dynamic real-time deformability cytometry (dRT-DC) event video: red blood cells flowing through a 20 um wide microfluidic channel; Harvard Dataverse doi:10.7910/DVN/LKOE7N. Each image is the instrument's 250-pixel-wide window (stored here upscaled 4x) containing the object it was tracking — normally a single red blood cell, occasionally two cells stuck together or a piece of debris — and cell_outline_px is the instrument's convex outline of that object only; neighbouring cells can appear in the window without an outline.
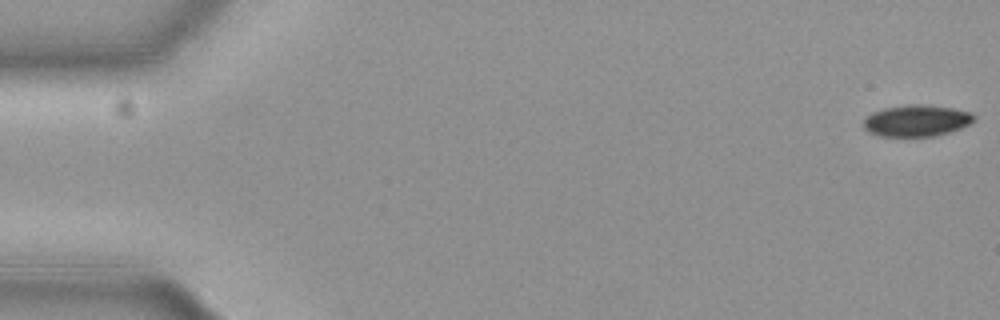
{"species": "common noctule bat (a hibernating species)", "species_latin": "Nyctalus noctula", "temperature_condition": "cold", "stored_images_in_passage": 51, "camera_frame_rate_fps": 3000, "um_per_image_px": 0.085, "animal": {"sex": "female", "body_mass_g": 19.3, "forearm_length_mm": 54.1}, "frame": {"image": 1, "passage_image": 1, "time_ms": 0.0, "image_size_px": [1000, 320], "cell_outline_px": [[976, 116], [968, 124], [960, 128], [936, 136], [876, 136], [868, 132], [864, 128], [864, 120], [872, 112], [884, 108], [908, 104], [920, 104], [952, 108], [972, 112]], "centroid_in_image_um": [77.88, 10.25], "position_along_channel_um": 7.1, "area_um2": 20.23}}
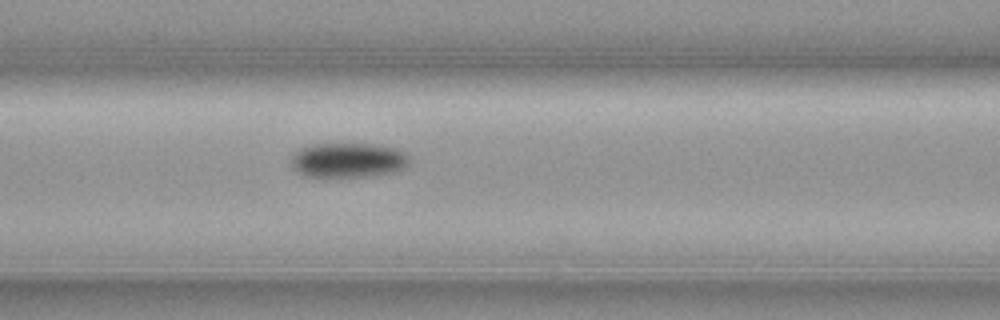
{"frame": {"image": 2, "passage_image": 24, "time_ms": 7.667, "image_size_px": [1000, 320], "cell_outline_px": [[408, 164], [404, 168], [392, 172], [368, 176], [328, 180], [304, 176], [296, 172], [292, 168], [292, 156], [300, 148], [312, 144], [368, 144], [396, 148], [404, 152], [408, 156]], "centroid_in_image_um": [29.51, 13.66], "position_along_channel_um": 137.1, "area_um2": 24.62}}
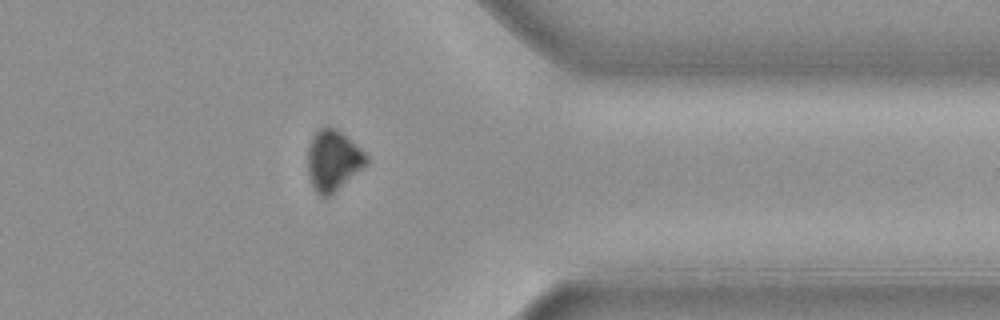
{"frame": {"image": 3, "passage_image": 45, "time_ms": 14.667, "image_size_px": [1000, 320], "cell_outline_px": [[368, 164], [328, 196], [320, 196], [316, 192], [312, 184], [308, 172], [308, 148], [312, 136], [324, 124], [328, 124], [336, 128], [360, 148], [368, 156]], "centroid_in_image_um": [28.31, 13.59], "position_along_channel_um": 383.1, "area_um2": 20.58}}